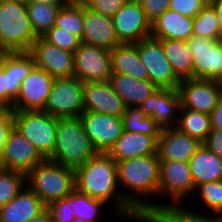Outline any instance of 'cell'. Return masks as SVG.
Returning <instances> with one entry per match:
<instances>
[{
    "mask_svg": "<svg viewBox=\"0 0 222 222\" xmlns=\"http://www.w3.org/2000/svg\"><path fill=\"white\" fill-rule=\"evenodd\" d=\"M74 180L78 192L113 203L116 216L140 221L141 216L121 196L117 164L108 153L97 152L76 168Z\"/></svg>",
    "mask_w": 222,
    "mask_h": 222,
    "instance_id": "1",
    "label": "cell"
},
{
    "mask_svg": "<svg viewBox=\"0 0 222 222\" xmlns=\"http://www.w3.org/2000/svg\"><path fill=\"white\" fill-rule=\"evenodd\" d=\"M116 164L118 187L122 198L140 216L151 207L157 206V202L145 199L150 195L158 196L160 172L158 154L125 159Z\"/></svg>",
    "mask_w": 222,
    "mask_h": 222,
    "instance_id": "2",
    "label": "cell"
},
{
    "mask_svg": "<svg viewBox=\"0 0 222 222\" xmlns=\"http://www.w3.org/2000/svg\"><path fill=\"white\" fill-rule=\"evenodd\" d=\"M55 136V147L48 158L50 161L75 170L97 153L80 117L57 118Z\"/></svg>",
    "mask_w": 222,
    "mask_h": 222,
    "instance_id": "3",
    "label": "cell"
},
{
    "mask_svg": "<svg viewBox=\"0 0 222 222\" xmlns=\"http://www.w3.org/2000/svg\"><path fill=\"white\" fill-rule=\"evenodd\" d=\"M37 39L22 0H0V48L4 52H25Z\"/></svg>",
    "mask_w": 222,
    "mask_h": 222,
    "instance_id": "4",
    "label": "cell"
},
{
    "mask_svg": "<svg viewBox=\"0 0 222 222\" xmlns=\"http://www.w3.org/2000/svg\"><path fill=\"white\" fill-rule=\"evenodd\" d=\"M26 185L47 206L75 189L74 169L45 159L26 175Z\"/></svg>",
    "mask_w": 222,
    "mask_h": 222,
    "instance_id": "5",
    "label": "cell"
},
{
    "mask_svg": "<svg viewBox=\"0 0 222 222\" xmlns=\"http://www.w3.org/2000/svg\"><path fill=\"white\" fill-rule=\"evenodd\" d=\"M14 127L48 159L55 147L57 118L43 110H13Z\"/></svg>",
    "mask_w": 222,
    "mask_h": 222,
    "instance_id": "6",
    "label": "cell"
},
{
    "mask_svg": "<svg viewBox=\"0 0 222 222\" xmlns=\"http://www.w3.org/2000/svg\"><path fill=\"white\" fill-rule=\"evenodd\" d=\"M34 66V58L29 51L5 52L0 62V106H13L20 84Z\"/></svg>",
    "mask_w": 222,
    "mask_h": 222,
    "instance_id": "7",
    "label": "cell"
},
{
    "mask_svg": "<svg viewBox=\"0 0 222 222\" xmlns=\"http://www.w3.org/2000/svg\"><path fill=\"white\" fill-rule=\"evenodd\" d=\"M83 82L76 77L55 79L42 109L55 118L79 117L84 112Z\"/></svg>",
    "mask_w": 222,
    "mask_h": 222,
    "instance_id": "8",
    "label": "cell"
},
{
    "mask_svg": "<svg viewBox=\"0 0 222 222\" xmlns=\"http://www.w3.org/2000/svg\"><path fill=\"white\" fill-rule=\"evenodd\" d=\"M135 44L146 67L148 80L157 88H178L181 80L175 75L167 60L161 40L149 36Z\"/></svg>",
    "mask_w": 222,
    "mask_h": 222,
    "instance_id": "9",
    "label": "cell"
},
{
    "mask_svg": "<svg viewBox=\"0 0 222 222\" xmlns=\"http://www.w3.org/2000/svg\"><path fill=\"white\" fill-rule=\"evenodd\" d=\"M195 187L188 162L160 161L158 196L170 198L164 205H182L187 196H194Z\"/></svg>",
    "mask_w": 222,
    "mask_h": 222,
    "instance_id": "10",
    "label": "cell"
},
{
    "mask_svg": "<svg viewBox=\"0 0 222 222\" xmlns=\"http://www.w3.org/2000/svg\"><path fill=\"white\" fill-rule=\"evenodd\" d=\"M187 45L193 58V78L222 82V41L193 35Z\"/></svg>",
    "mask_w": 222,
    "mask_h": 222,
    "instance_id": "11",
    "label": "cell"
},
{
    "mask_svg": "<svg viewBox=\"0 0 222 222\" xmlns=\"http://www.w3.org/2000/svg\"><path fill=\"white\" fill-rule=\"evenodd\" d=\"M178 92L181 108L210 115L222 94V82L209 79H182Z\"/></svg>",
    "mask_w": 222,
    "mask_h": 222,
    "instance_id": "12",
    "label": "cell"
},
{
    "mask_svg": "<svg viewBox=\"0 0 222 222\" xmlns=\"http://www.w3.org/2000/svg\"><path fill=\"white\" fill-rule=\"evenodd\" d=\"M74 54V77L84 82L108 81L111 70L110 50L81 43Z\"/></svg>",
    "mask_w": 222,
    "mask_h": 222,
    "instance_id": "13",
    "label": "cell"
},
{
    "mask_svg": "<svg viewBox=\"0 0 222 222\" xmlns=\"http://www.w3.org/2000/svg\"><path fill=\"white\" fill-rule=\"evenodd\" d=\"M44 160L45 158L32 143L18 129L13 127L0 158V168L27 175Z\"/></svg>",
    "mask_w": 222,
    "mask_h": 222,
    "instance_id": "14",
    "label": "cell"
},
{
    "mask_svg": "<svg viewBox=\"0 0 222 222\" xmlns=\"http://www.w3.org/2000/svg\"><path fill=\"white\" fill-rule=\"evenodd\" d=\"M79 117L97 152L108 153L123 133L122 117L93 111H84Z\"/></svg>",
    "mask_w": 222,
    "mask_h": 222,
    "instance_id": "15",
    "label": "cell"
},
{
    "mask_svg": "<svg viewBox=\"0 0 222 222\" xmlns=\"http://www.w3.org/2000/svg\"><path fill=\"white\" fill-rule=\"evenodd\" d=\"M115 33L120 43H138L151 36V23L147 20L138 0H127L112 16Z\"/></svg>",
    "mask_w": 222,
    "mask_h": 222,
    "instance_id": "16",
    "label": "cell"
},
{
    "mask_svg": "<svg viewBox=\"0 0 222 222\" xmlns=\"http://www.w3.org/2000/svg\"><path fill=\"white\" fill-rule=\"evenodd\" d=\"M35 66L46 71L54 79L74 77V54L58 48L37 37L29 50Z\"/></svg>",
    "mask_w": 222,
    "mask_h": 222,
    "instance_id": "17",
    "label": "cell"
},
{
    "mask_svg": "<svg viewBox=\"0 0 222 222\" xmlns=\"http://www.w3.org/2000/svg\"><path fill=\"white\" fill-rule=\"evenodd\" d=\"M139 107L147 117H152L161 129L176 127L181 108L178 88H157Z\"/></svg>",
    "mask_w": 222,
    "mask_h": 222,
    "instance_id": "18",
    "label": "cell"
},
{
    "mask_svg": "<svg viewBox=\"0 0 222 222\" xmlns=\"http://www.w3.org/2000/svg\"><path fill=\"white\" fill-rule=\"evenodd\" d=\"M55 79L46 71L34 66L20 84L12 110H42Z\"/></svg>",
    "mask_w": 222,
    "mask_h": 222,
    "instance_id": "19",
    "label": "cell"
},
{
    "mask_svg": "<svg viewBox=\"0 0 222 222\" xmlns=\"http://www.w3.org/2000/svg\"><path fill=\"white\" fill-rule=\"evenodd\" d=\"M84 111L122 117L126 105L108 81L83 83Z\"/></svg>",
    "mask_w": 222,
    "mask_h": 222,
    "instance_id": "20",
    "label": "cell"
},
{
    "mask_svg": "<svg viewBox=\"0 0 222 222\" xmlns=\"http://www.w3.org/2000/svg\"><path fill=\"white\" fill-rule=\"evenodd\" d=\"M201 144L177 127L164 128L157 139V154L160 161L188 162Z\"/></svg>",
    "mask_w": 222,
    "mask_h": 222,
    "instance_id": "21",
    "label": "cell"
},
{
    "mask_svg": "<svg viewBox=\"0 0 222 222\" xmlns=\"http://www.w3.org/2000/svg\"><path fill=\"white\" fill-rule=\"evenodd\" d=\"M82 42L110 51L121 44L116 36L112 17L96 13L84 4Z\"/></svg>",
    "mask_w": 222,
    "mask_h": 222,
    "instance_id": "22",
    "label": "cell"
},
{
    "mask_svg": "<svg viewBox=\"0 0 222 222\" xmlns=\"http://www.w3.org/2000/svg\"><path fill=\"white\" fill-rule=\"evenodd\" d=\"M158 137L123 131L108 154L115 162L156 154Z\"/></svg>",
    "mask_w": 222,
    "mask_h": 222,
    "instance_id": "23",
    "label": "cell"
},
{
    "mask_svg": "<svg viewBox=\"0 0 222 222\" xmlns=\"http://www.w3.org/2000/svg\"><path fill=\"white\" fill-rule=\"evenodd\" d=\"M45 209L39 197L25 186L14 199L0 207V222H29Z\"/></svg>",
    "mask_w": 222,
    "mask_h": 222,
    "instance_id": "24",
    "label": "cell"
},
{
    "mask_svg": "<svg viewBox=\"0 0 222 222\" xmlns=\"http://www.w3.org/2000/svg\"><path fill=\"white\" fill-rule=\"evenodd\" d=\"M151 36L188 41L193 36V18L167 9L151 24Z\"/></svg>",
    "mask_w": 222,
    "mask_h": 222,
    "instance_id": "25",
    "label": "cell"
},
{
    "mask_svg": "<svg viewBox=\"0 0 222 222\" xmlns=\"http://www.w3.org/2000/svg\"><path fill=\"white\" fill-rule=\"evenodd\" d=\"M188 163L194 187L222 180V158L212 153L203 144L190 157Z\"/></svg>",
    "mask_w": 222,
    "mask_h": 222,
    "instance_id": "26",
    "label": "cell"
},
{
    "mask_svg": "<svg viewBox=\"0 0 222 222\" xmlns=\"http://www.w3.org/2000/svg\"><path fill=\"white\" fill-rule=\"evenodd\" d=\"M110 52L112 73L148 80V73L140 59L136 44L121 43Z\"/></svg>",
    "mask_w": 222,
    "mask_h": 222,
    "instance_id": "27",
    "label": "cell"
},
{
    "mask_svg": "<svg viewBox=\"0 0 222 222\" xmlns=\"http://www.w3.org/2000/svg\"><path fill=\"white\" fill-rule=\"evenodd\" d=\"M183 205H164L148 209L140 218L141 222H215V215L205 214L206 211L186 209ZM197 212V213H196ZM199 212V213H198Z\"/></svg>",
    "mask_w": 222,
    "mask_h": 222,
    "instance_id": "28",
    "label": "cell"
},
{
    "mask_svg": "<svg viewBox=\"0 0 222 222\" xmlns=\"http://www.w3.org/2000/svg\"><path fill=\"white\" fill-rule=\"evenodd\" d=\"M108 82L123 100L126 107L139 106L157 89L149 80L135 79L116 73L110 75Z\"/></svg>",
    "mask_w": 222,
    "mask_h": 222,
    "instance_id": "29",
    "label": "cell"
},
{
    "mask_svg": "<svg viewBox=\"0 0 222 222\" xmlns=\"http://www.w3.org/2000/svg\"><path fill=\"white\" fill-rule=\"evenodd\" d=\"M161 43L175 75L180 80L193 78V58L187 41L165 39Z\"/></svg>",
    "mask_w": 222,
    "mask_h": 222,
    "instance_id": "30",
    "label": "cell"
},
{
    "mask_svg": "<svg viewBox=\"0 0 222 222\" xmlns=\"http://www.w3.org/2000/svg\"><path fill=\"white\" fill-rule=\"evenodd\" d=\"M181 132L203 143L212 131L211 117L187 108H180L179 121L176 126Z\"/></svg>",
    "mask_w": 222,
    "mask_h": 222,
    "instance_id": "31",
    "label": "cell"
},
{
    "mask_svg": "<svg viewBox=\"0 0 222 222\" xmlns=\"http://www.w3.org/2000/svg\"><path fill=\"white\" fill-rule=\"evenodd\" d=\"M27 13L34 33L37 37H41L53 26L60 7L43 2H26Z\"/></svg>",
    "mask_w": 222,
    "mask_h": 222,
    "instance_id": "32",
    "label": "cell"
},
{
    "mask_svg": "<svg viewBox=\"0 0 222 222\" xmlns=\"http://www.w3.org/2000/svg\"><path fill=\"white\" fill-rule=\"evenodd\" d=\"M123 131L160 136L161 127L152 117H147L139 106L126 107L122 115Z\"/></svg>",
    "mask_w": 222,
    "mask_h": 222,
    "instance_id": "33",
    "label": "cell"
},
{
    "mask_svg": "<svg viewBox=\"0 0 222 222\" xmlns=\"http://www.w3.org/2000/svg\"><path fill=\"white\" fill-rule=\"evenodd\" d=\"M55 27L64 29L66 32L79 37H83V4L69 3L60 7L56 20Z\"/></svg>",
    "mask_w": 222,
    "mask_h": 222,
    "instance_id": "34",
    "label": "cell"
},
{
    "mask_svg": "<svg viewBox=\"0 0 222 222\" xmlns=\"http://www.w3.org/2000/svg\"><path fill=\"white\" fill-rule=\"evenodd\" d=\"M107 203L104 200L95 199L87 194L73 190L72 209L74 210V217L83 218L88 222H100L99 215Z\"/></svg>",
    "mask_w": 222,
    "mask_h": 222,
    "instance_id": "35",
    "label": "cell"
},
{
    "mask_svg": "<svg viewBox=\"0 0 222 222\" xmlns=\"http://www.w3.org/2000/svg\"><path fill=\"white\" fill-rule=\"evenodd\" d=\"M25 186V174L0 168V207L14 199Z\"/></svg>",
    "mask_w": 222,
    "mask_h": 222,
    "instance_id": "36",
    "label": "cell"
},
{
    "mask_svg": "<svg viewBox=\"0 0 222 222\" xmlns=\"http://www.w3.org/2000/svg\"><path fill=\"white\" fill-rule=\"evenodd\" d=\"M193 35L219 40V27L214 8L207 5L193 18Z\"/></svg>",
    "mask_w": 222,
    "mask_h": 222,
    "instance_id": "37",
    "label": "cell"
},
{
    "mask_svg": "<svg viewBox=\"0 0 222 222\" xmlns=\"http://www.w3.org/2000/svg\"><path fill=\"white\" fill-rule=\"evenodd\" d=\"M195 192L199 194L195 198L201 199L204 204L202 207L207 208V212L211 211L213 215L222 214V180L200 184L195 187Z\"/></svg>",
    "mask_w": 222,
    "mask_h": 222,
    "instance_id": "38",
    "label": "cell"
},
{
    "mask_svg": "<svg viewBox=\"0 0 222 222\" xmlns=\"http://www.w3.org/2000/svg\"><path fill=\"white\" fill-rule=\"evenodd\" d=\"M48 43L57 46L68 52H75V50L81 45L82 40L71 34L70 32L64 31V29L53 26L44 35L41 36Z\"/></svg>",
    "mask_w": 222,
    "mask_h": 222,
    "instance_id": "39",
    "label": "cell"
},
{
    "mask_svg": "<svg viewBox=\"0 0 222 222\" xmlns=\"http://www.w3.org/2000/svg\"><path fill=\"white\" fill-rule=\"evenodd\" d=\"M72 203L73 191L63 199L49 203L46 210L50 215L51 222H72L75 218Z\"/></svg>",
    "mask_w": 222,
    "mask_h": 222,
    "instance_id": "40",
    "label": "cell"
},
{
    "mask_svg": "<svg viewBox=\"0 0 222 222\" xmlns=\"http://www.w3.org/2000/svg\"><path fill=\"white\" fill-rule=\"evenodd\" d=\"M209 0H170L169 9L177 13L194 18Z\"/></svg>",
    "mask_w": 222,
    "mask_h": 222,
    "instance_id": "41",
    "label": "cell"
},
{
    "mask_svg": "<svg viewBox=\"0 0 222 222\" xmlns=\"http://www.w3.org/2000/svg\"><path fill=\"white\" fill-rule=\"evenodd\" d=\"M126 2L127 0H86L84 6L96 13L112 17Z\"/></svg>",
    "mask_w": 222,
    "mask_h": 222,
    "instance_id": "42",
    "label": "cell"
},
{
    "mask_svg": "<svg viewBox=\"0 0 222 222\" xmlns=\"http://www.w3.org/2000/svg\"><path fill=\"white\" fill-rule=\"evenodd\" d=\"M14 127L13 110L10 107L0 106V158L8 135Z\"/></svg>",
    "mask_w": 222,
    "mask_h": 222,
    "instance_id": "43",
    "label": "cell"
},
{
    "mask_svg": "<svg viewBox=\"0 0 222 222\" xmlns=\"http://www.w3.org/2000/svg\"><path fill=\"white\" fill-rule=\"evenodd\" d=\"M147 20L152 24L164 11L169 9L170 0H138Z\"/></svg>",
    "mask_w": 222,
    "mask_h": 222,
    "instance_id": "44",
    "label": "cell"
},
{
    "mask_svg": "<svg viewBox=\"0 0 222 222\" xmlns=\"http://www.w3.org/2000/svg\"><path fill=\"white\" fill-rule=\"evenodd\" d=\"M202 144L212 153L222 158V129H212Z\"/></svg>",
    "mask_w": 222,
    "mask_h": 222,
    "instance_id": "45",
    "label": "cell"
},
{
    "mask_svg": "<svg viewBox=\"0 0 222 222\" xmlns=\"http://www.w3.org/2000/svg\"><path fill=\"white\" fill-rule=\"evenodd\" d=\"M211 128L221 130L222 129V94L219 98L217 105L210 113Z\"/></svg>",
    "mask_w": 222,
    "mask_h": 222,
    "instance_id": "46",
    "label": "cell"
},
{
    "mask_svg": "<svg viewBox=\"0 0 222 222\" xmlns=\"http://www.w3.org/2000/svg\"><path fill=\"white\" fill-rule=\"evenodd\" d=\"M208 3L214 8L219 27V40L222 41V0H209Z\"/></svg>",
    "mask_w": 222,
    "mask_h": 222,
    "instance_id": "47",
    "label": "cell"
},
{
    "mask_svg": "<svg viewBox=\"0 0 222 222\" xmlns=\"http://www.w3.org/2000/svg\"><path fill=\"white\" fill-rule=\"evenodd\" d=\"M29 222H51L50 215L45 209L42 213L32 218Z\"/></svg>",
    "mask_w": 222,
    "mask_h": 222,
    "instance_id": "48",
    "label": "cell"
},
{
    "mask_svg": "<svg viewBox=\"0 0 222 222\" xmlns=\"http://www.w3.org/2000/svg\"><path fill=\"white\" fill-rule=\"evenodd\" d=\"M27 2H43L46 4H51L56 6H65L70 3L68 0H29Z\"/></svg>",
    "mask_w": 222,
    "mask_h": 222,
    "instance_id": "49",
    "label": "cell"
},
{
    "mask_svg": "<svg viewBox=\"0 0 222 222\" xmlns=\"http://www.w3.org/2000/svg\"><path fill=\"white\" fill-rule=\"evenodd\" d=\"M70 3L84 4L86 0H68Z\"/></svg>",
    "mask_w": 222,
    "mask_h": 222,
    "instance_id": "50",
    "label": "cell"
},
{
    "mask_svg": "<svg viewBox=\"0 0 222 222\" xmlns=\"http://www.w3.org/2000/svg\"><path fill=\"white\" fill-rule=\"evenodd\" d=\"M215 222H222V214L215 215Z\"/></svg>",
    "mask_w": 222,
    "mask_h": 222,
    "instance_id": "51",
    "label": "cell"
},
{
    "mask_svg": "<svg viewBox=\"0 0 222 222\" xmlns=\"http://www.w3.org/2000/svg\"><path fill=\"white\" fill-rule=\"evenodd\" d=\"M72 222H88V221L84 220L83 218L75 217Z\"/></svg>",
    "mask_w": 222,
    "mask_h": 222,
    "instance_id": "52",
    "label": "cell"
},
{
    "mask_svg": "<svg viewBox=\"0 0 222 222\" xmlns=\"http://www.w3.org/2000/svg\"><path fill=\"white\" fill-rule=\"evenodd\" d=\"M4 54H5V52L0 48V62H1V59H2Z\"/></svg>",
    "mask_w": 222,
    "mask_h": 222,
    "instance_id": "53",
    "label": "cell"
}]
</instances>
